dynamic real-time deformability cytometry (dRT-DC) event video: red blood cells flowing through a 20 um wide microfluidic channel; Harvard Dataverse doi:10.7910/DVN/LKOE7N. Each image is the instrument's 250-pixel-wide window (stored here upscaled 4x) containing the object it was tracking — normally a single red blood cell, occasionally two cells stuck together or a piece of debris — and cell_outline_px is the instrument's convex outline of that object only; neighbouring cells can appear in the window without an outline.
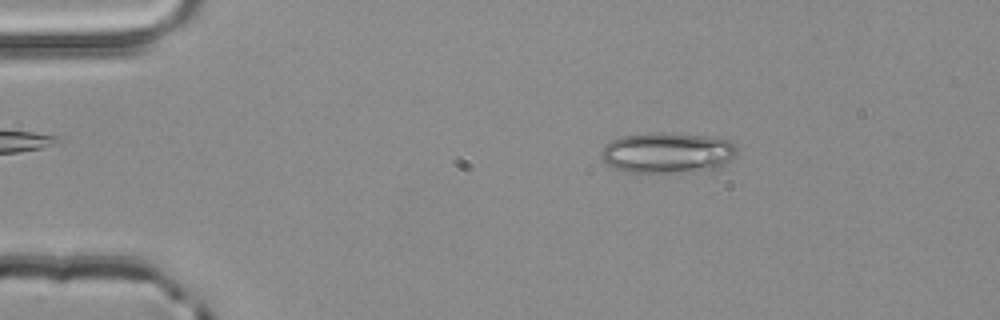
{"species": "common noctule bat (a hibernating species)", "species_latin": "Nyctalus noctula", "temperature_condition": "room temperature", "stored_images_in_passage": 4, "camera_frame_rate_fps": 3000, "um_per_image_px": 0.085, "animal": {"sex": "male", "body_mass_g": 20.4}, "frame": {"image": 1, "passage_image": 2, "time_ms": 0.333, "image_size_px": [1000, 320], "cell_outline_px": [[736, 156], [720, 168], [676, 172], [620, 172], [608, 164], [600, 156], [600, 152], [604, 144], [612, 140], [624, 136], [652, 132], [664, 132], [704, 136], [728, 140], [736, 148]], "centroid_in_image_um": [56.69, 12.98], "position_along_channel_um": 28.3, "area_um2": 32.19}}